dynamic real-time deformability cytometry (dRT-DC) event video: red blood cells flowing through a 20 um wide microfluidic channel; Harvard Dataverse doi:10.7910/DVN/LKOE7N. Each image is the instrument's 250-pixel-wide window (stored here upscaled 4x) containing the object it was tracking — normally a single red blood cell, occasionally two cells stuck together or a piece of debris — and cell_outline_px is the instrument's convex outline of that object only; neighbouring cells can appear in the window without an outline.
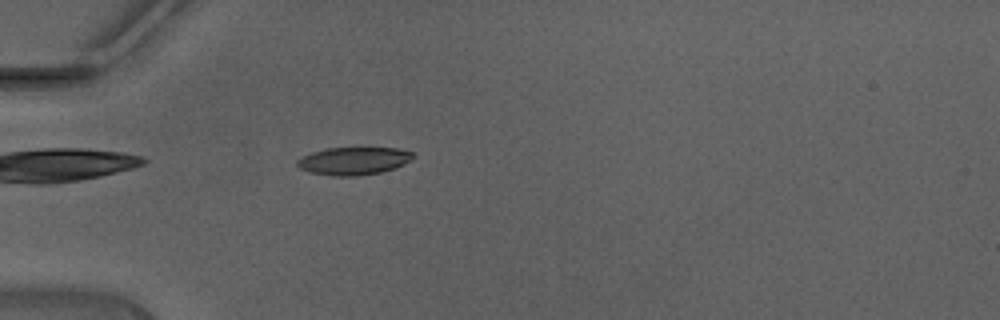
{"species": "Egyptian fruit bat (a non-hibernating species)", "species_latin": "Rousettus aegyptiacus", "temperature_condition": "warm", "stored_images_in_passage": 33, "camera_frame_rate_fps": 3000, "um_per_image_px": 0.085, "animal": {"sex": "male"}, "frame": {"image": 1, "passage_image": 1, "time_ms": 0.0, "image_size_px": [1000, 320], "cell_outline_px": [[412, 156], [408, 160], [392, 168], [380, 172], [356, 176], [332, 176], [308, 172], [300, 168], [296, 164], [296, 160], [312, 152], [328, 148], [396, 148], [412, 152]], "centroid_in_image_um": [29.97, 13.68], "position_along_channel_um": 55.0, "area_um2": 18.32}}
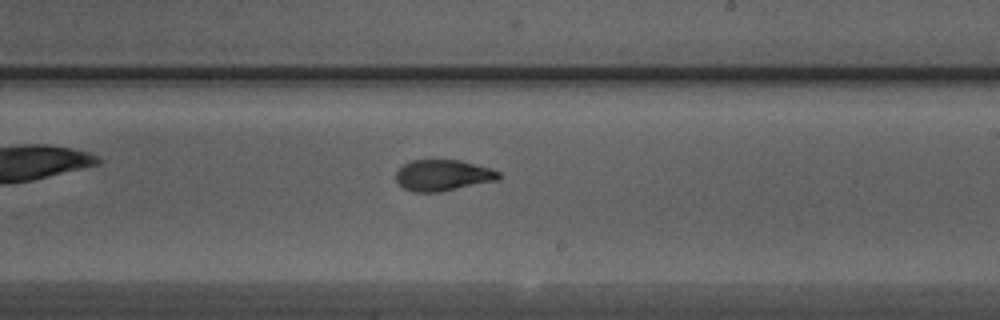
{"frame": {"image": 2, "passage_image": 15, "time_ms": 4.667, "image_size_px": [1000, 320], "cell_outline_px": [[500, 180], [440, 192], [412, 192], [404, 188], [396, 180], [396, 172], [404, 164], [412, 160], [460, 160], [492, 168], [500, 172]], "centroid_in_image_um": [37.68, 14.9], "position_along_channel_um": 251.3, "area_um2": 18.79}}
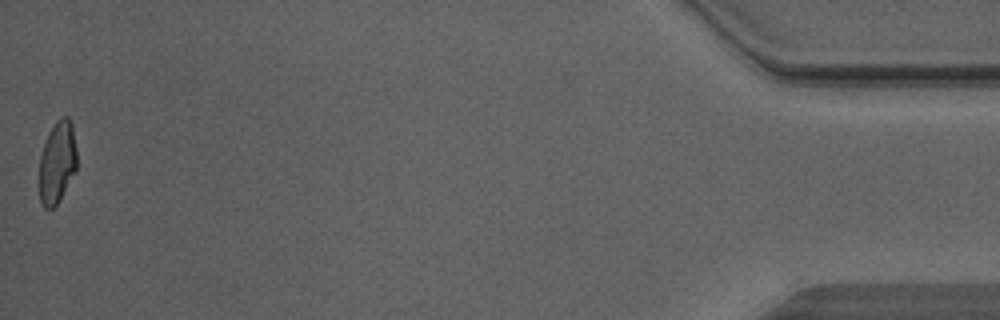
{"frame": {"image": 3, "passage_image": 33, "time_ms": 10.667, "image_size_px": [1000, 320], "cell_outline_px": [[76, 168], [60, 200], [52, 208], [44, 208], [40, 204], [40, 156], [48, 132], [56, 120], [60, 116], [68, 116], [72, 124], [76, 148]], "centroid_in_image_um": [4.86, 13.77], "position_along_channel_um": 430.3, "area_um2": 17.92}, "authors_computed_cell_mechanics": {"area_um2": 19.1318, "velocity_mm_per_s": 4.4913, "shape_relaxation_time_tau1_ms": 6.413, "shape_relaxation_time_tau2_ms": 1.1072, "deformation_change_tau1": 0.2111, "deformation_change_tau2": 0.0679}}